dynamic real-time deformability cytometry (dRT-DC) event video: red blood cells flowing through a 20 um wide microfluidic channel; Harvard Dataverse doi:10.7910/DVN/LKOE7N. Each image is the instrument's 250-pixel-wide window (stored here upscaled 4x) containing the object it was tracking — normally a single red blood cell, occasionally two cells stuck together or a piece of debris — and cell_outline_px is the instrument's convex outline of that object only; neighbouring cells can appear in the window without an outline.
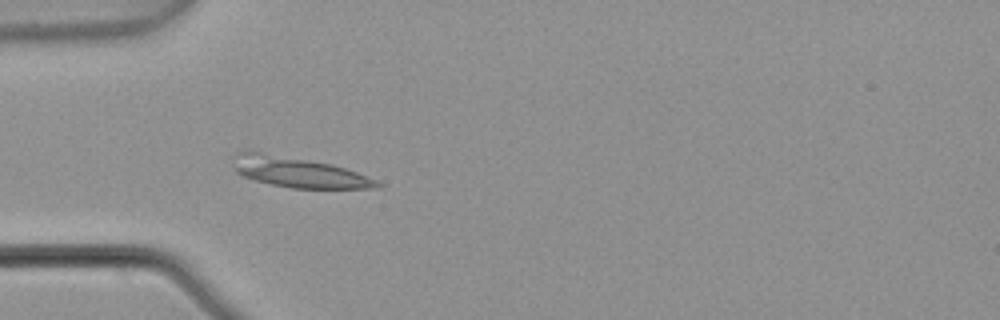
{"species": "common noctule bat (a hibernating species)", "species_latin": "Nyctalus noctula", "temperature_condition": "warm", "stored_images_in_passage": 8, "camera_frame_rate_fps": 3000, "um_per_image_px": 0.085, "animal": {"sex": "male", "body_mass_g": 21.5, "forearm_length_mm": 52.0}, "frame": {"image": 1, "passage_image": 4, "time_ms": 1.0, "image_size_px": [1000, 320], "cell_outline_px": [[384, 184], [380, 188], [292, 188], [272, 184], [240, 176], [236, 172], [232, 156], [236, 152], [248, 148], [252, 148], [332, 164], [356, 172], [376, 180]], "centroid_in_image_um": [25.26, 14.58], "position_along_channel_um": 59.7, "area_um2": 26.18}}
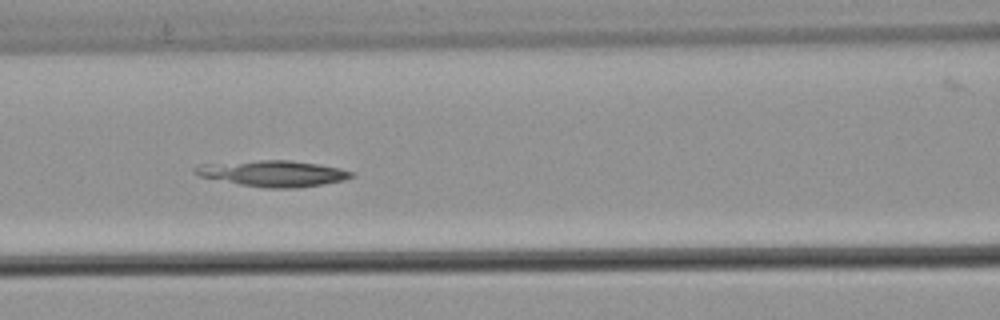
{"frame": {"image": 2, "passage_image": 6, "time_ms": 1.667, "image_size_px": [1000, 320], "cell_outline_px": [[356, 176], [344, 180], [296, 188], [264, 188], [240, 184], [200, 176], [192, 172], [192, 168], [200, 164], [260, 160], [292, 160], [340, 168], [356, 172]], "centroid_in_image_um": [23.23, 14.74], "position_along_channel_um": 143.4, "area_um2": 23.7}}
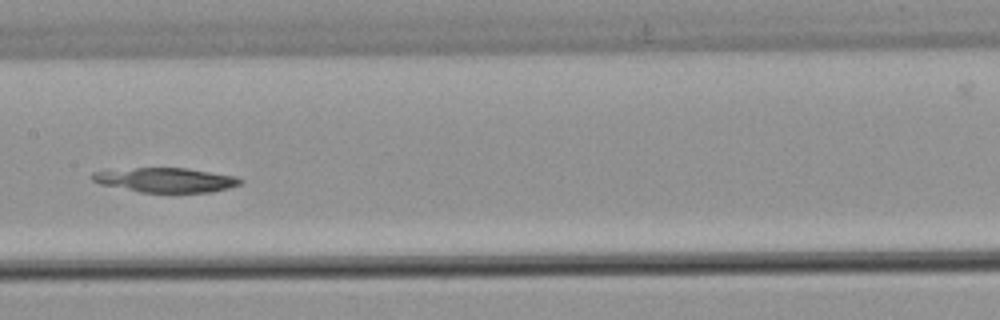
{"frame": {"image": 3, "passage_image": 7, "time_ms": 2.0, "image_size_px": [1000, 320], "cell_outline_px": [[244, 180], [240, 184], [228, 188], [212, 192], [140, 192], [100, 184], [92, 180], [92, 172], [136, 168], [184, 168], [236, 176]], "centroid_in_image_um": [14.11, 15.3], "position_along_channel_um": 193.3, "area_um2": 20.87}}